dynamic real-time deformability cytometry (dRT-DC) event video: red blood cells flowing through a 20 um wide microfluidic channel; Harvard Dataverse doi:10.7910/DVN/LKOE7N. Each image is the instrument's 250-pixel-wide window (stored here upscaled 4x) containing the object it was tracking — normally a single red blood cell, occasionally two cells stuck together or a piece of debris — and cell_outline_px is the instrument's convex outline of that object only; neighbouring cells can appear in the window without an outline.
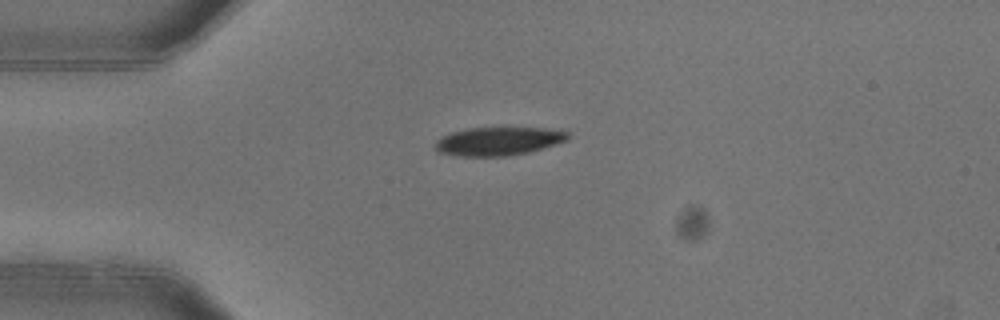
{"species": "common noctule bat (a hibernating species)", "species_latin": "Nyctalus noctula", "temperature_condition": "warm", "stored_images_in_passage": 2, "camera_frame_rate_fps": 3000, "um_per_image_px": 0.085, "animal": {"sex": "female"}, "frame": {"image": 1, "passage_image": 1, "time_ms": 0.0, "image_size_px": [1000, 320], "cell_outline_px": [[572, 136], [568, 140], [544, 148], [528, 152], [508, 156], [456, 156], [436, 152], [436, 140], [452, 132], [468, 128], [544, 128], [568, 132]], "centroid_in_image_um": [42.38, 12.01], "position_along_channel_um": 42.6, "area_um2": 21.96}}